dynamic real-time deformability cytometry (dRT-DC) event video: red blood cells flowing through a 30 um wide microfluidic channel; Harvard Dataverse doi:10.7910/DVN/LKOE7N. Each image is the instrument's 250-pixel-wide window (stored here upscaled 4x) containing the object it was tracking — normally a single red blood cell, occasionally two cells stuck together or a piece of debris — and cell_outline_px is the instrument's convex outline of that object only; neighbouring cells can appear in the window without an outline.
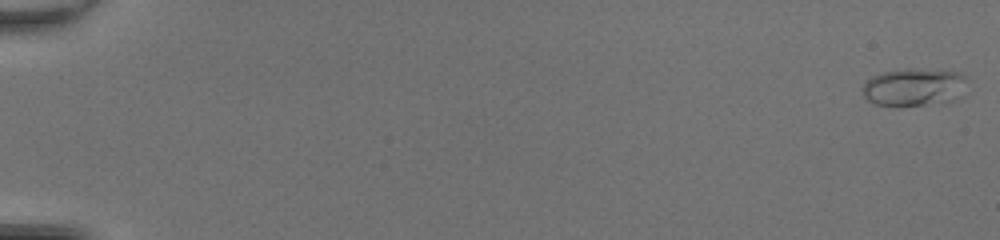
{"species": "common noctule bat (a hibernating species)", "species_latin": "Nyctalus noctula", "temperature_condition": "room temperature", "stored_images_in_passage": 50, "camera_frame_rate_fps": 3000, "um_per_image_px": 0.085, "animal": {"sex": "female", "body_mass_g": 20.0, "forearm_length_mm": 54.0}, "frame": {"image": 1, "passage_image": 1, "time_ms": 0.0, "image_size_px": [1000, 240], "cell_outline_px": [[964, 80], [960, 96], [956, 100], [944, 104], [876, 104], [868, 100], [864, 96], [864, 84], [872, 76], [884, 72], [908, 68], [912, 68], [960, 72], [964, 76]], "centroid_in_image_um": [77.71, 7.39], "position_along_channel_um": 7.3, "area_um2": 22.48}}
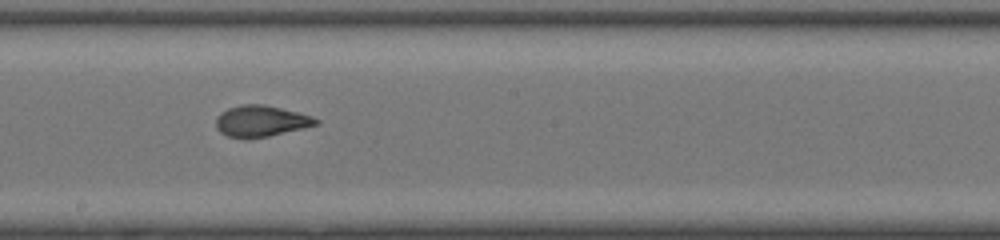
{"frame": {"image": 2, "passage_image": 30, "time_ms": 9.667, "image_size_px": [1000, 240], "cell_outline_px": [[320, 124], [304, 128], [268, 136], [228, 136], [220, 132], [216, 128], [216, 116], [220, 112], [228, 108], [240, 104], [264, 104], [312, 116], [320, 120]], "centroid_in_image_um": [22.19, 10.26], "position_along_channel_um": 226.0, "area_um2": 17.86}}
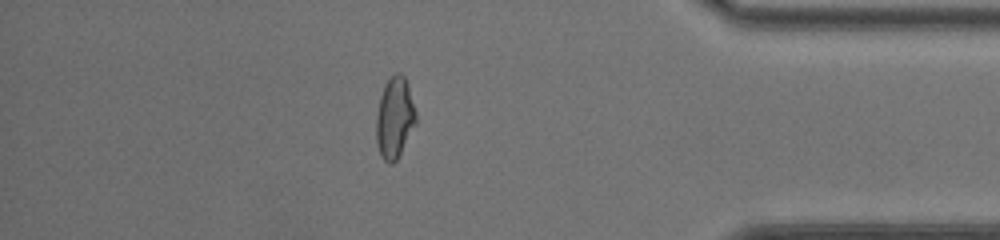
{"frame": {"image": 3, "passage_image": 44, "time_ms": 14.333, "image_size_px": [1000, 240], "cell_outline_px": [[416, 124], [396, 160], [392, 164], [388, 164], [380, 156], [376, 140], [376, 116], [380, 96], [384, 84], [396, 72], [400, 72], [404, 76], [408, 84], [416, 112]], "centroid_in_image_um": [33.54, 10.01], "position_along_channel_um": 401.7, "area_um2": 18.84}, "authors_computed_cell_mechanics": {"area_um2": 18.6983, "velocity_mm_per_s": 4.3389, "shape_relaxation_time_tau1_ms": null, "shape_relaxation_time_tau2_ms": 0.8672, "deformation_change_tau1": null, "deformation_change_tau2": 0.0765}}